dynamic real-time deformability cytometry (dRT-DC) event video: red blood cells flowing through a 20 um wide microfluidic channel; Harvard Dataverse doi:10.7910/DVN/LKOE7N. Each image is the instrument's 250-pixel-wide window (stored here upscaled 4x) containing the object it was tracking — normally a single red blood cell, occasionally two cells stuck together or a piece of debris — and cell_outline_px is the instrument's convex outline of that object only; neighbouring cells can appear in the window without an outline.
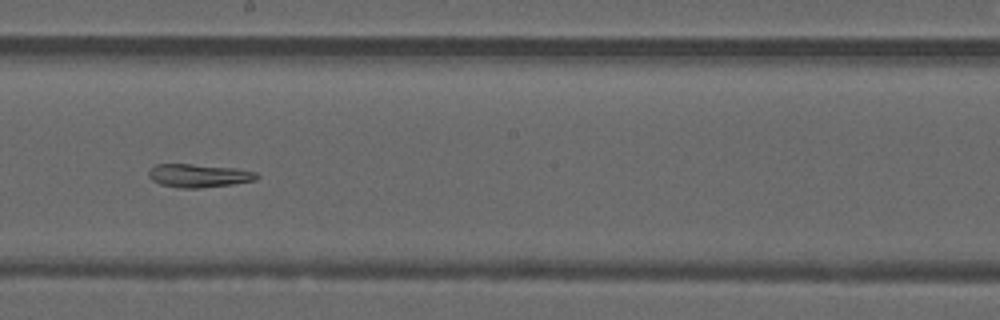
{"species": "common noctule bat (a hibernating species)", "species_latin": "Nyctalus noctula", "temperature_condition": "warm", "stored_images_in_passage": 37, "camera_frame_rate_fps": 3000, "um_per_image_px": 0.085, "animal": {"sex": "male", "forearm_length_mm": 52.5}, "frame": {"image": 1, "passage_image": 16, "time_ms": 5.0, "image_size_px": [1000, 320], "cell_outline_px": [[260, 176], [256, 180], [232, 184], [200, 188], [180, 188], [160, 184], [152, 180], [148, 176], [148, 172], [156, 164], [192, 164], [236, 168], [256, 172]], "centroid_in_image_um": [16.9, 14.93], "position_along_channel_um": 231.3, "area_um2": 14.68}, "authors_computed_cell_mechanics": {"area_um2": 17.2822, "velocity_mm_per_s": 4.1921, "shape_relaxation_time_tau1_ms": null, "shape_relaxation_time_tau2_ms": 9.6778, "deformation_change_tau1": null, "deformation_change_tau2": 0.2243}}